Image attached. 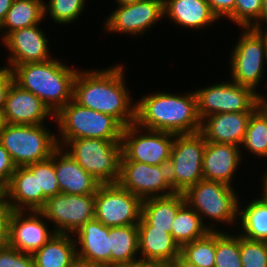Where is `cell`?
Returning <instances> with one entry per match:
<instances>
[{"label": "cell", "instance_id": "5", "mask_svg": "<svg viewBox=\"0 0 267 267\" xmlns=\"http://www.w3.org/2000/svg\"><path fill=\"white\" fill-rule=\"evenodd\" d=\"M43 125L2 123L0 142L17 167L44 161L58 147V137Z\"/></svg>", "mask_w": 267, "mask_h": 267}, {"label": "cell", "instance_id": "7", "mask_svg": "<svg viewBox=\"0 0 267 267\" xmlns=\"http://www.w3.org/2000/svg\"><path fill=\"white\" fill-rule=\"evenodd\" d=\"M206 141L200 132L177 134L168 163L169 178L175 193H185L203 179L202 161Z\"/></svg>", "mask_w": 267, "mask_h": 267}, {"label": "cell", "instance_id": "35", "mask_svg": "<svg viewBox=\"0 0 267 267\" xmlns=\"http://www.w3.org/2000/svg\"><path fill=\"white\" fill-rule=\"evenodd\" d=\"M84 3L85 0H49L48 4L44 2V15L48 12L56 23L67 24L77 19Z\"/></svg>", "mask_w": 267, "mask_h": 267}, {"label": "cell", "instance_id": "11", "mask_svg": "<svg viewBox=\"0 0 267 267\" xmlns=\"http://www.w3.org/2000/svg\"><path fill=\"white\" fill-rule=\"evenodd\" d=\"M142 200L118 183L101 184L95 193V219L108 227L137 225Z\"/></svg>", "mask_w": 267, "mask_h": 267}, {"label": "cell", "instance_id": "51", "mask_svg": "<svg viewBox=\"0 0 267 267\" xmlns=\"http://www.w3.org/2000/svg\"><path fill=\"white\" fill-rule=\"evenodd\" d=\"M119 6H124L128 4H134L141 0H116Z\"/></svg>", "mask_w": 267, "mask_h": 267}, {"label": "cell", "instance_id": "20", "mask_svg": "<svg viewBox=\"0 0 267 267\" xmlns=\"http://www.w3.org/2000/svg\"><path fill=\"white\" fill-rule=\"evenodd\" d=\"M252 114L242 112L211 114L202 119L200 133L205 141L239 146L243 142Z\"/></svg>", "mask_w": 267, "mask_h": 267}, {"label": "cell", "instance_id": "16", "mask_svg": "<svg viewBox=\"0 0 267 267\" xmlns=\"http://www.w3.org/2000/svg\"><path fill=\"white\" fill-rule=\"evenodd\" d=\"M23 210H14L10 219L9 245L20 252L33 254L40 249L54 234L42 221L41 211L30 210V216ZM25 217V218H24Z\"/></svg>", "mask_w": 267, "mask_h": 267}, {"label": "cell", "instance_id": "38", "mask_svg": "<svg viewBox=\"0 0 267 267\" xmlns=\"http://www.w3.org/2000/svg\"><path fill=\"white\" fill-rule=\"evenodd\" d=\"M261 12L262 0H235L234 13L229 19L242 28H251L260 19Z\"/></svg>", "mask_w": 267, "mask_h": 267}, {"label": "cell", "instance_id": "23", "mask_svg": "<svg viewBox=\"0 0 267 267\" xmlns=\"http://www.w3.org/2000/svg\"><path fill=\"white\" fill-rule=\"evenodd\" d=\"M240 161L239 146L206 141L202 161L203 179L231 186L232 176Z\"/></svg>", "mask_w": 267, "mask_h": 267}, {"label": "cell", "instance_id": "6", "mask_svg": "<svg viewBox=\"0 0 267 267\" xmlns=\"http://www.w3.org/2000/svg\"><path fill=\"white\" fill-rule=\"evenodd\" d=\"M66 150L100 184H116L120 176L122 142L79 138L66 143Z\"/></svg>", "mask_w": 267, "mask_h": 267}, {"label": "cell", "instance_id": "31", "mask_svg": "<svg viewBox=\"0 0 267 267\" xmlns=\"http://www.w3.org/2000/svg\"><path fill=\"white\" fill-rule=\"evenodd\" d=\"M243 236L250 240L267 242V199L263 196L250 202L244 210L238 209Z\"/></svg>", "mask_w": 267, "mask_h": 267}, {"label": "cell", "instance_id": "8", "mask_svg": "<svg viewBox=\"0 0 267 267\" xmlns=\"http://www.w3.org/2000/svg\"><path fill=\"white\" fill-rule=\"evenodd\" d=\"M234 189L224 183L202 179L185 193L186 203L201 217L232 224L237 220L239 202ZM202 214V215H201Z\"/></svg>", "mask_w": 267, "mask_h": 267}, {"label": "cell", "instance_id": "26", "mask_svg": "<svg viewBox=\"0 0 267 267\" xmlns=\"http://www.w3.org/2000/svg\"><path fill=\"white\" fill-rule=\"evenodd\" d=\"M185 202L183 193L143 200L141 217L154 229L165 230L171 234L173 220Z\"/></svg>", "mask_w": 267, "mask_h": 267}, {"label": "cell", "instance_id": "29", "mask_svg": "<svg viewBox=\"0 0 267 267\" xmlns=\"http://www.w3.org/2000/svg\"><path fill=\"white\" fill-rule=\"evenodd\" d=\"M205 227L201 216L186 202L178 209L173 220L171 234L181 248L183 245L204 237L213 227Z\"/></svg>", "mask_w": 267, "mask_h": 267}, {"label": "cell", "instance_id": "21", "mask_svg": "<svg viewBox=\"0 0 267 267\" xmlns=\"http://www.w3.org/2000/svg\"><path fill=\"white\" fill-rule=\"evenodd\" d=\"M138 225V244L141 259L164 267L180 256V247L172 234L154 229L142 217Z\"/></svg>", "mask_w": 267, "mask_h": 267}, {"label": "cell", "instance_id": "12", "mask_svg": "<svg viewBox=\"0 0 267 267\" xmlns=\"http://www.w3.org/2000/svg\"><path fill=\"white\" fill-rule=\"evenodd\" d=\"M145 130L146 133L141 135L142 131L136 123L124 127L121 140L122 154L129 161L149 165H168L176 134Z\"/></svg>", "mask_w": 267, "mask_h": 267}, {"label": "cell", "instance_id": "43", "mask_svg": "<svg viewBox=\"0 0 267 267\" xmlns=\"http://www.w3.org/2000/svg\"><path fill=\"white\" fill-rule=\"evenodd\" d=\"M213 14L220 17L229 18L234 13L235 0H207Z\"/></svg>", "mask_w": 267, "mask_h": 267}, {"label": "cell", "instance_id": "49", "mask_svg": "<svg viewBox=\"0 0 267 267\" xmlns=\"http://www.w3.org/2000/svg\"><path fill=\"white\" fill-rule=\"evenodd\" d=\"M264 20V21H263ZM261 21V22H260ZM267 23V0H262V12L260 19L252 27H261V23ZM267 25V24H266Z\"/></svg>", "mask_w": 267, "mask_h": 267}, {"label": "cell", "instance_id": "42", "mask_svg": "<svg viewBox=\"0 0 267 267\" xmlns=\"http://www.w3.org/2000/svg\"><path fill=\"white\" fill-rule=\"evenodd\" d=\"M14 82L12 70L7 66L0 68V114L2 115L7 94L11 84Z\"/></svg>", "mask_w": 267, "mask_h": 267}, {"label": "cell", "instance_id": "9", "mask_svg": "<svg viewBox=\"0 0 267 267\" xmlns=\"http://www.w3.org/2000/svg\"><path fill=\"white\" fill-rule=\"evenodd\" d=\"M198 117L217 113H254L258 92L251 87L223 82L195 91Z\"/></svg>", "mask_w": 267, "mask_h": 267}, {"label": "cell", "instance_id": "2", "mask_svg": "<svg viewBox=\"0 0 267 267\" xmlns=\"http://www.w3.org/2000/svg\"><path fill=\"white\" fill-rule=\"evenodd\" d=\"M135 123L142 129L173 134L200 132L195 92L187 95L155 93L135 103Z\"/></svg>", "mask_w": 267, "mask_h": 267}, {"label": "cell", "instance_id": "50", "mask_svg": "<svg viewBox=\"0 0 267 267\" xmlns=\"http://www.w3.org/2000/svg\"><path fill=\"white\" fill-rule=\"evenodd\" d=\"M253 29H255L263 38L264 43H265V53H266V61H267V29L266 32H263V30L261 29V27H251Z\"/></svg>", "mask_w": 267, "mask_h": 267}, {"label": "cell", "instance_id": "22", "mask_svg": "<svg viewBox=\"0 0 267 267\" xmlns=\"http://www.w3.org/2000/svg\"><path fill=\"white\" fill-rule=\"evenodd\" d=\"M62 147L55 149V173L61 193L88 195L95 194L100 182L88 173ZM59 158V159H58Z\"/></svg>", "mask_w": 267, "mask_h": 267}, {"label": "cell", "instance_id": "10", "mask_svg": "<svg viewBox=\"0 0 267 267\" xmlns=\"http://www.w3.org/2000/svg\"><path fill=\"white\" fill-rule=\"evenodd\" d=\"M117 183L142 201L175 194L169 178L168 165L129 161L123 154Z\"/></svg>", "mask_w": 267, "mask_h": 267}, {"label": "cell", "instance_id": "1", "mask_svg": "<svg viewBox=\"0 0 267 267\" xmlns=\"http://www.w3.org/2000/svg\"><path fill=\"white\" fill-rule=\"evenodd\" d=\"M73 100L83 107L113 116L124 127L135 123L136 105H131L122 65L103 71L77 72Z\"/></svg>", "mask_w": 267, "mask_h": 267}, {"label": "cell", "instance_id": "40", "mask_svg": "<svg viewBox=\"0 0 267 267\" xmlns=\"http://www.w3.org/2000/svg\"><path fill=\"white\" fill-rule=\"evenodd\" d=\"M13 211L6 199H0V247L9 244L10 219Z\"/></svg>", "mask_w": 267, "mask_h": 267}, {"label": "cell", "instance_id": "53", "mask_svg": "<svg viewBox=\"0 0 267 267\" xmlns=\"http://www.w3.org/2000/svg\"><path fill=\"white\" fill-rule=\"evenodd\" d=\"M0 199H5V187L0 183Z\"/></svg>", "mask_w": 267, "mask_h": 267}, {"label": "cell", "instance_id": "15", "mask_svg": "<svg viewBox=\"0 0 267 267\" xmlns=\"http://www.w3.org/2000/svg\"><path fill=\"white\" fill-rule=\"evenodd\" d=\"M164 17V0H141L134 4L118 6L105 21L109 32L142 34Z\"/></svg>", "mask_w": 267, "mask_h": 267}, {"label": "cell", "instance_id": "48", "mask_svg": "<svg viewBox=\"0 0 267 267\" xmlns=\"http://www.w3.org/2000/svg\"><path fill=\"white\" fill-rule=\"evenodd\" d=\"M164 267H199L193 264H190L184 260L181 256L175 258L172 262L166 264Z\"/></svg>", "mask_w": 267, "mask_h": 267}, {"label": "cell", "instance_id": "39", "mask_svg": "<svg viewBox=\"0 0 267 267\" xmlns=\"http://www.w3.org/2000/svg\"><path fill=\"white\" fill-rule=\"evenodd\" d=\"M0 267H35L32 254L23 253L9 244L0 247Z\"/></svg>", "mask_w": 267, "mask_h": 267}, {"label": "cell", "instance_id": "14", "mask_svg": "<svg viewBox=\"0 0 267 267\" xmlns=\"http://www.w3.org/2000/svg\"><path fill=\"white\" fill-rule=\"evenodd\" d=\"M244 33L235 44L231 57L232 82L251 87L254 91L263 75L266 60L265 43L253 28H243Z\"/></svg>", "mask_w": 267, "mask_h": 267}, {"label": "cell", "instance_id": "32", "mask_svg": "<svg viewBox=\"0 0 267 267\" xmlns=\"http://www.w3.org/2000/svg\"><path fill=\"white\" fill-rule=\"evenodd\" d=\"M216 253V230L204 237L183 245L180 256L190 264L199 267H214Z\"/></svg>", "mask_w": 267, "mask_h": 267}, {"label": "cell", "instance_id": "52", "mask_svg": "<svg viewBox=\"0 0 267 267\" xmlns=\"http://www.w3.org/2000/svg\"><path fill=\"white\" fill-rule=\"evenodd\" d=\"M265 177L263 178L264 180H263V183H264V185H263V187H264V189H263V195L262 196H264L266 199H267V174L266 175H264Z\"/></svg>", "mask_w": 267, "mask_h": 267}, {"label": "cell", "instance_id": "13", "mask_svg": "<svg viewBox=\"0 0 267 267\" xmlns=\"http://www.w3.org/2000/svg\"><path fill=\"white\" fill-rule=\"evenodd\" d=\"M40 211L54 222L56 233L72 234L95 218V194L59 193L48 198Z\"/></svg>", "mask_w": 267, "mask_h": 267}, {"label": "cell", "instance_id": "36", "mask_svg": "<svg viewBox=\"0 0 267 267\" xmlns=\"http://www.w3.org/2000/svg\"><path fill=\"white\" fill-rule=\"evenodd\" d=\"M38 191H42V208L48 198L61 193L55 173V150L50 158L38 162Z\"/></svg>", "mask_w": 267, "mask_h": 267}, {"label": "cell", "instance_id": "54", "mask_svg": "<svg viewBox=\"0 0 267 267\" xmlns=\"http://www.w3.org/2000/svg\"><path fill=\"white\" fill-rule=\"evenodd\" d=\"M2 123H3V121H2V115L0 114V128H1Z\"/></svg>", "mask_w": 267, "mask_h": 267}, {"label": "cell", "instance_id": "3", "mask_svg": "<svg viewBox=\"0 0 267 267\" xmlns=\"http://www.w3.org/2000/svg\"><path fill=\"white\" fill-rule=\"evenodd\" d=\"M77 69L56 59L16 65L14 82L40 98L55 115L73 99V83Z\"/></svg>", "mask_w": 267, "mask_h": 267}, {"label": "cell", "instance_id": "44", "mask_svg": "<svg viewBox=\"0 0 267 267\" xmlns=\"http://www.w3.org/2000/svg\"><path fill=\"white\" fill-rule=\"evenodd\" d=\"M67 267H103L99 264L93 263L87 259L81 258L76 255Z\"/></svg>", "mask_w": 267, "mask_h": 267}, {"label": "cell", "instance_id": "27", "mask_svg": "<svg viewBox=\"0 0 267 267\" xmlns=\"http://www.w3.org/2000/svg\"><path fill=\"white\" fill-rule=\"evenodd\" d=\"M71 234L56 233L32 256L35 267H67L76 256V243Z\"/></svg>", "mask_w": 267, "mask_h": 267}, {"label": "cell", "instance_id": "45", "mask_svg": "<svg viewBox=\"0 0 267 267\" xmlns=\"http://www.w3.org/2000/svg\"><path fill=\"white\" fill-rule=\"evenodd\" d=\"M255 109L267 123V100L260 94L257 95Z\"/></svg>", "mask_w": 267, "mask_h": 267}, {"label": "cell", "instance_id": "25", "mask_svg": "<svg viewBox=\"0 0 267 267\" xmlns=\"http://www.w3.org/2000/svg\"><path fill=\"white\" fill-rule=\"evenodd\" d=\"M164 14L180 26L200 29L218 18L207 0H164Z\"/></svg>", "mask_w": 267, "mask_h": 267}, {"label": "cell", "instance_id": "17", "mask_svg": "<svg viewBox=\"0 0 267 267\" xmlns=\"http://www.w3.org/2000/svg\"><path fill=\"white\" fill-rule=\"evenodd\" d=\"M50 115L54 116L40 98L15 82L11 84L2 111L3 123L42 125Z\"/></svg>", "mask_w": 267, "mask_h": 267}, {"label": "cell", "instance_id": "19", "mask_svg": "<svg viewBox=\"0 0 267 267\" xmlns=\"http://www.w3.org/2000/svg\"><path fill=\"white\" fill-rule=\"evenodd\" d=\"M5 199L13 210L26 209L28 212L42 209V191H38V162L16 168L5 187Z\"/></svg>", "mask_w": 267, "mask_h": 267}, {"label": "cell", "instance_id": "34", "mask_svg": "<svg viewBox=\"0 0 267 267\" xmlns=\"http://www.w3.org/2000/svg\"><path fill=\"white\" fill-rule=\"evenodd\" d=\"M241 145L257 156L267 157V123L257 111L250 117Z\"/></svg>", "mask_w": 267, "mask_h": 267}, {"label": "cell", "instance_id": "28", "mask_svg": "<svg viewBox=\"0 0 267 267\" xmlns=\"http://www.w3.org/2000/svg\"><path fill=\"white\" fill-rule=\"evenodd\" d=\"M111 266L135 262L139 253L138 225L109 227Z\"/></svg>", "mask_w": 267, "mask_h": 267}, {"label": "cell", "instance_id": "47", "mask_svg": "<svg viewBox=\"0 0 267 267\" xmlns=\"http://www.w3.org/2000/svg\"><path fill=\"white\" fill-rule=\"evenodd\" d=\"M13 0H0V25L4 21L7 12L11 8Z\"/></svg>", "mask_w": 267, "mask_h": 267}, {"label": "cell", "instance_id": "18", "mask_svg": "<svg viewBox=\"0 0 267 267\" xmlns=\"http://www.w3.org/2000/svg\"><path fill=\"white\" fill-rule=\"evenodd\" d=\"M3 41L11 52V56L8 58L11 70L16 65L51 59L47 46L48 39L38 25L14 30Z\"/></svg>", "mask_w": 267, "mask_h": 267}, {"label": "cell", "instance_id": "46", "mask_svg": "<svg viewBox=\"0 0 267 267\" xmlns=\"http://www.w3.org/2000/svg\"><path fill=\"white\" fill-rule=\"evenodd\" d=\"M111 267H160V266L151 262H146L144 260H137L135 262L114 265Z\"/></svg>", "mask_w": 267, "mask_h": 267}, {"label": "cell", "instance_id": "24", "mask_svg": "<svg viewBox=\"0 0 267 267\" xmlns=\"http://www.w3.org/2000/svg\"><path fill=\"white\" fill-rule=\"evenodd\" d=\"M74 234L78 237V241H75L76 247L80 244V249L76 248V255L103 267H111L108 226L94 218L87 221Z\"/></svg>", "mask_w": 267, "mask_h": 267}, {"label": "cell", "instance_id": "30", "mask_svg": "<svg viewBox=\"0 0 267 267\" xmlns=\"http://www.w3.org/2000/svg\"><path fill=\"white\" fill-rule=\"evenodd\" d=\"M44 16L42 0H13L11 8L0 25V31L4 28L8 31H5L2 39L14 30L39 25Z\"/></svg>", "mask_w": 267, "mask_h": 267}, {"label": "cell", "instance_id": "37", "mask_svg": "<svg viewBox=\"0 0 267 267\" xmlns=\"http://www.w3.org/2000/svg\"><path fill=\"white\" fill-rule=\"evenodd\" d=\"M242 267H267V242L240 236Z\"/></svg>", "mask_w": 267, "mask_h": 267}, {"label": "cell", "instance_id": "4", "mask_svg": "<svg viewBox=\"0 0 267 267\" xmlns=\"http://www.w3.org/2000/svg\"><path fill=\"white\" fill-rule=\"evenodd\" d=\"M62 140H57L60 147L69 140L79 138L121 141L124 126L113 116L76 103L73 99L55 115ZM61 142L62 144H60ZM62 145V146H61Z\"/></svg>", "mask_w": 267, "mask_h": 267}, {"label": "cell", "instance_id": "33", "mask_svg": "<svg viewBox=\"0 0 267 267\" xmlns=\"http://www.w3.org/2000/svg\"><path fill=\"white\" fill-rule=\"evenodd\" d=\"M223 232L224 231L216 230L214 267H242L240 257V235L235 236Z\"/></svg>", "mask_w": 267, "mask_h": 267}, {"label": "cell", "instance_id": "41", "mask_svg": "<svg viewBox=\"0 0 267 267\" xmlns=\"http://www.w3.org/2000/svg\"><path fill=\"white\" fill-rule=\"evenodd\" d=\"M17 166L0 142V183L6 187Z\"/></svg>", "mask_w": 267, "mask_h": 267}]
</instances>
